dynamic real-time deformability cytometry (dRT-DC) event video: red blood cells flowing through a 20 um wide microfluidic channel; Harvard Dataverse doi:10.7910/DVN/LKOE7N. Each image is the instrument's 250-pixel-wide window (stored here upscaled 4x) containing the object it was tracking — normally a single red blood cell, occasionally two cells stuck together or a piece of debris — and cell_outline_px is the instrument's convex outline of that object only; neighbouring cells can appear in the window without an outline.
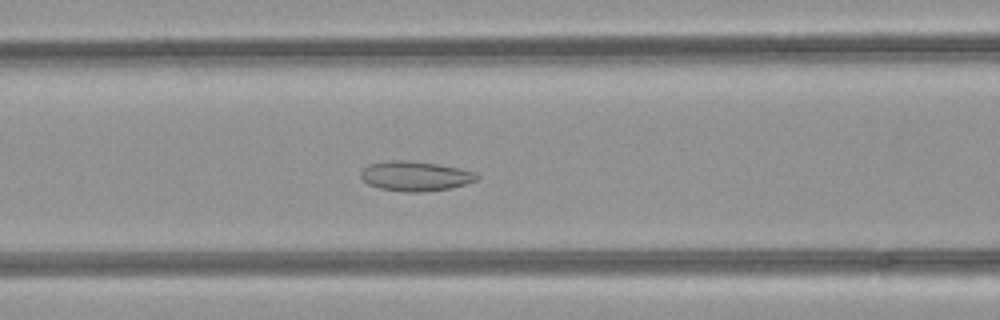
{"species": "common noctule bat (a hibernating species)", "species_latin": "Nyctalus noctula", "temperature_condition": "room temperature", "stored_images_in_passage": 30, "camera_frame_rate_fps": 3000, "um_per_image_px": 0.085, "animal": {"sex": "female", "body_mass_g": 21.9}, "frame": {"image": 1, "passage_image": 9, "time_ms": 2.667, "image_size_px": [1000, 320], "cell_outline_px": [[480, 176], [476, 180], [464, 184], [448, 188], [424, 192], [404, 192], [380, 188], [368, 184], [360, 176], [360, 172], [368, 164], [388, 160], [412, 160], [436, 164], [476, 172]], "centroid_in_image_um": [35.26, 14.96], "position_along_channel_um": 131.3, "area_um2": 20.06}}
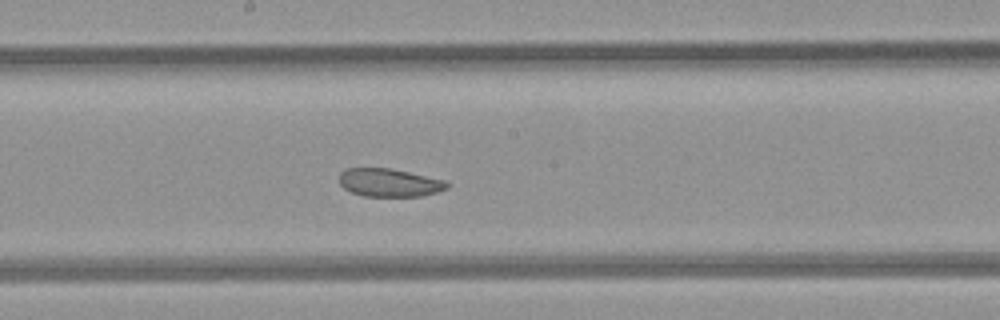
{"frame": {"image": 2, "passage_image": 15, "time_ms": 4.667, "image_size_px": [1000, 320], "cell_outline_px": [[448, 188], [436, 192], [420, 196], [364, 196], [352, 192], [344, 188], [340, 184], [340, 172], [344, 168], [392, 168], [448, 180]], "centroid_in_image_um": [33.11, 15.51], "position_along_channel_um": 215.1, "area_um2": 17.8}}
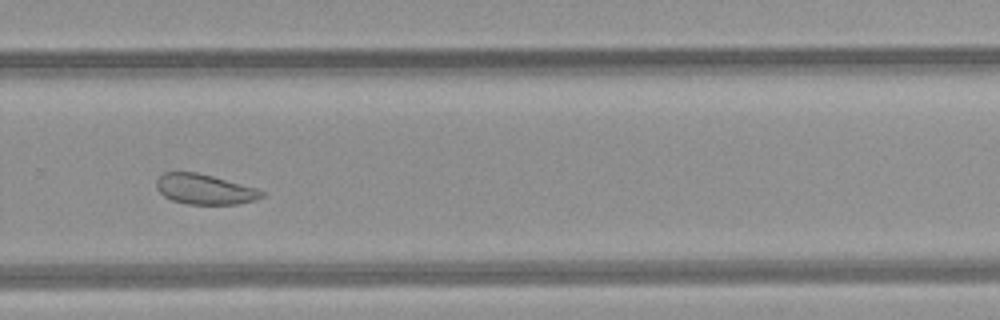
{"frame": {"image": 3, "passage_image": 22, "time_ms": 7.0, "image_size_px": [1000, 320], "cell_outline_px": [[264, 196], [256, 200], [236, 204], [188, 204], [172, 200], [164, 196], [156, 188], [156, 180], [164, 172], [196, 172], [212, 176], [256, 188], [264, 192]], "centroid_in_image_um": [17.38, 16.09], "position_along_channel_um": 312.4, "area_um2": 18.38}, "authors_computed_cell_mechanics": {"area_um2": 19.5653, "velocity_mm_per_s": 4.1991, "shape_relaxation_time_tau1_ms": null, "shape_relaxation_time_tau2_ms": 1.9629, "deformation_change_tau1": null, "deformation_change_tau2": 0.076}}